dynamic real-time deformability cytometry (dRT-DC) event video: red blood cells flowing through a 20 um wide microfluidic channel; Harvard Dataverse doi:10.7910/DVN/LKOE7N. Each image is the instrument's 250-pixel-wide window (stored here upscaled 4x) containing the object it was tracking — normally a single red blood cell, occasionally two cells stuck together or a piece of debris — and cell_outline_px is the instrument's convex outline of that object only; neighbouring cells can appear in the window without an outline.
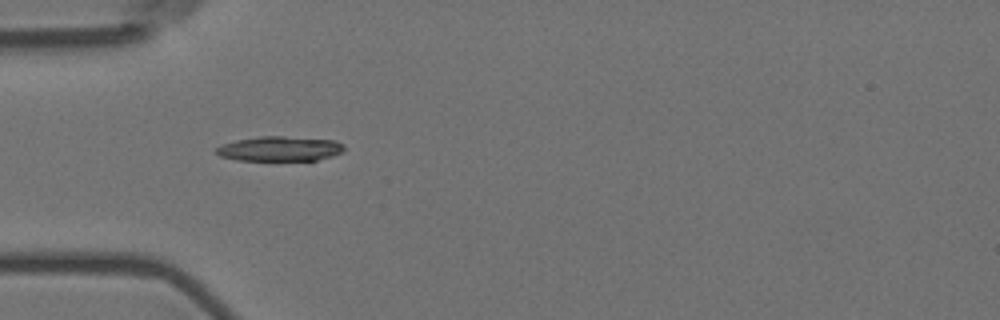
{"species": "Egyptian fruit bat (a non-hibernating species)", "species_latin": "Rousettus aegyptiacus", "temperature_condition": "room temperature", "stored_images_in_passage": 8, "camera_frame_rate_fps": 3000, "um_per_image_px": 0.085, "animal": {"sex": "female"}, "frame": {"image": 1, "passage_image": 5, "time_ms": 1.333, "image_size_px": [1000, 320], "cell_outline_px": [[344, 152], [332, 156], [316, 160], [236, 160], [220, 156], [216, 152], [216, 148], [224, 144], [236, 140], [260, 136], [284, 136], [336, 140], [344, 144]], "centroid_in_image_um": [23.83, 12.64], "position_along_channel_um": 61.2, "area_um2": 18.5}}
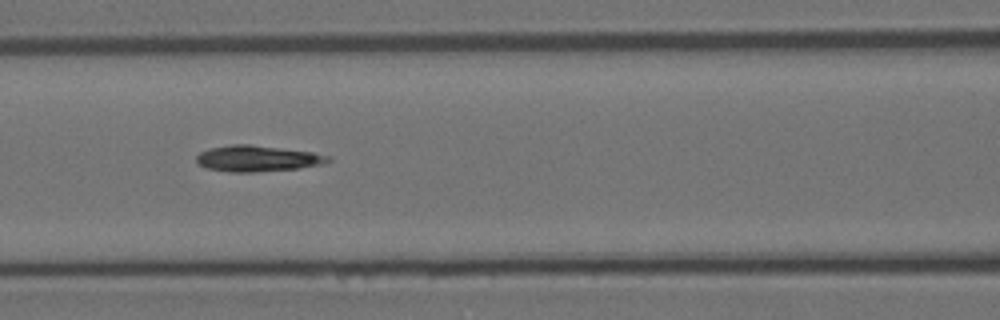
{"frame": {"image": 2, "passage_image": 7, "time_ms": 2.0, "image_size_px": [1000, 320], "cell_outline_px": [[332, 160], [320, 164], [300, 168], [256, 172], [228, 172], [204, 168], [196, 160], [196, 156], [200, 152], [208, 148], [232, 144], [248, 144], [312, 152], [332, 156]], "centroid_in_image_um": [21.86, 13.47], "position_along_channel_um": 144.7, "area_um2": 20.06}}
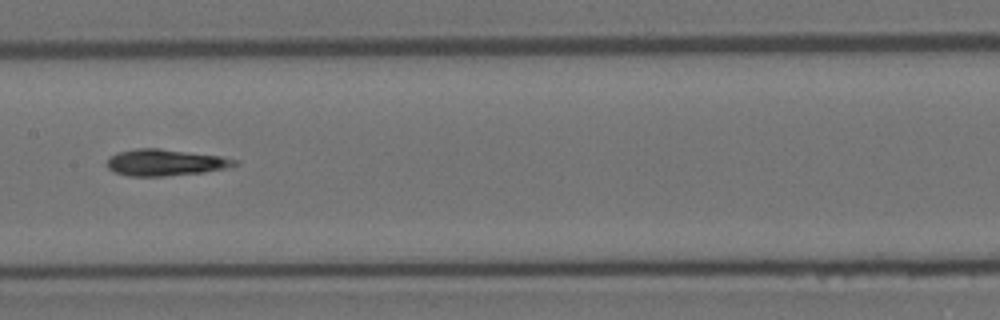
{"frame": {"image": 3, "passage_image": 8, "time_ms": 2.333, "image_size_px": [1000, 320], "cell_outline_px": [[240, 164], [224, 168], [204, 172], [164, 176], [128, 176], [116, 172], [108, 168], [104, 164], [116, 152], [136, 148], [160, 148], [220, 156], [240, 160]], "centroid_in_image_um": [14.05, 13.8], "position_along_channel_um": 193.4, "area_um2": 19.77}}